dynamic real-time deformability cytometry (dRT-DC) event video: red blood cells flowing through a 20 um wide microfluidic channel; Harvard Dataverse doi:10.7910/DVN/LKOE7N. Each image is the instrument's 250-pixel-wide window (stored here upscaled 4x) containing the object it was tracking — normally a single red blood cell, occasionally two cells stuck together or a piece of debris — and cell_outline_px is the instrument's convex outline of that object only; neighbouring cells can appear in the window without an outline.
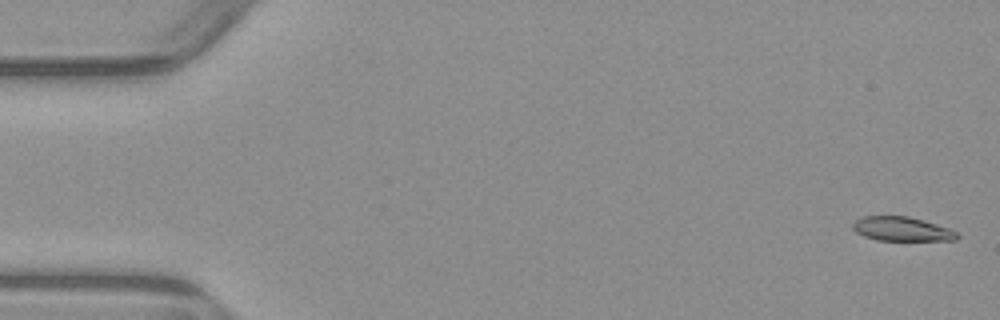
{"species": "common noctule bat (a hibernating species)", "species_latin": "Nyctalus noctula", "temperature_condition": "warm", "stored_images_in_passage": 5, "camera_frame_rate_fps": 3000, "um_per_image_px": 0.085, "animal": {"sex": "male", "body_mass_g": 23.1, "forearm_length_mm": 52.7}, "frame": {"image": 1, "passage_image": 1, "time_ms": 0.0, "image_size_px": [1000, 320], "cell_outline_px": [[960, 236], [956, 240], [876, 240], [864, 236], [856, 232], [852, 228], [852, 224], [856, 220], [864, 216], [908, 216], [924, 220], [948, 228], [956, 232]], "centroid_in_image_um": [76.65, 19.46], "position_along_channel_um": 8.4, "area_um2": 14.62}}
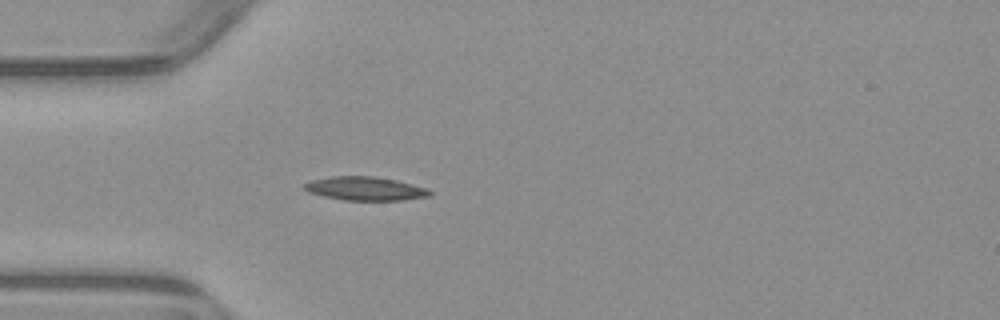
{"frame": {"image": 2, "passage_image": 5, "time_ms": 4.667, "image_size_px": [1000, 320], "cell_outline_px": [[432, 196], [400, 200], [344, 200], [324, 196], [308, 192], [304, 188], [304, 184], [312, 180], [332, 176], [372, 176], [396, 180], [428, 188], [432, 192]], "centroid_in_image_um": [31.07, 16.03], "position_along_channel_um": 53.9, "area_um2": 17.22}}